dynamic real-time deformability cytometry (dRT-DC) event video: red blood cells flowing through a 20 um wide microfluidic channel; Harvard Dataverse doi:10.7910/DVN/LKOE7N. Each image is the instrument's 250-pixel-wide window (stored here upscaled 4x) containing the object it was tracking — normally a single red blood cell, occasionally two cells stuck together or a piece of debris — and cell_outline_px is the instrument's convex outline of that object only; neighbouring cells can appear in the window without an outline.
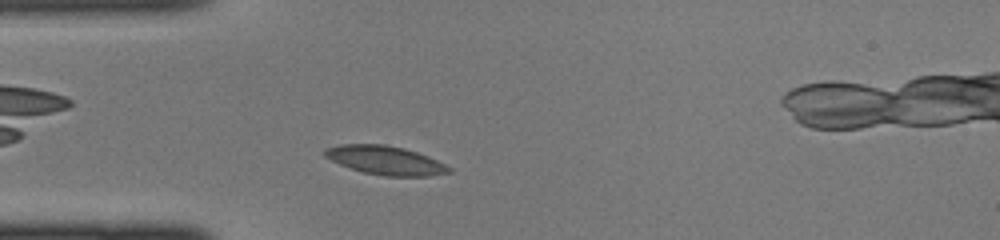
{"species": "common noctule bat (a hibernating species)", "species_latin": "Nyctalus noctula", "temperature_condition": "cold", "stored_images_in_passage": 37, "camera_frame_rate_fps": 3000, "um_per_image_px": 0.085, "animal": {"sex": "female", "body_mass_g": 22.0, "forearm_length_mm": 56.7}, "frame": {"image": 1, "passage_image": 4, "time_ms": 1.0, "image_size_px": [1000, 240], "cell_outline_px": [[452, 172], [428, 176], [384, 176], [364, 172], [340, 164], [324, 156], [324, 148], [340, 144], [384, 144], [404, 148], [428, 156], [452, 168]], "centroid_in_image_um": [32.76, 13.62], "position_along_channel_um": 52.2, "area_um2": 20.69}}
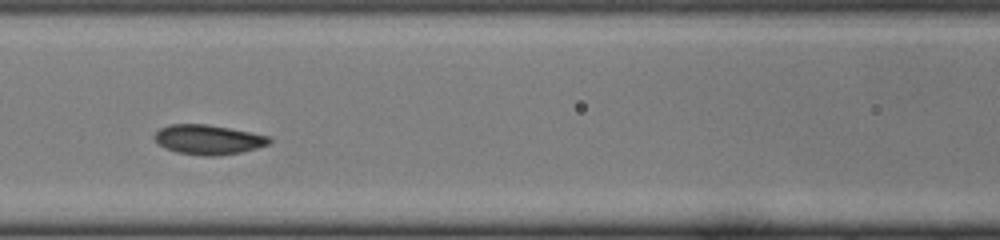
{"frame": {"image": 2, "passage_image": 11, "time_ms": 3.333, "image_size_px": [1000, 240], "cell_outline_px": [[272, 140], [268, 144], [256, 148], [240, 152], [216, 156], [204, 156], [176, 152], [160, 144], [152, 136], [160, 128], [168, 124], [208, 124], [272, 136]], "centroid_in_image_um": [17.72, 11.85], "position_along_channel_um": 148.9, "area_um2": 19.83}}
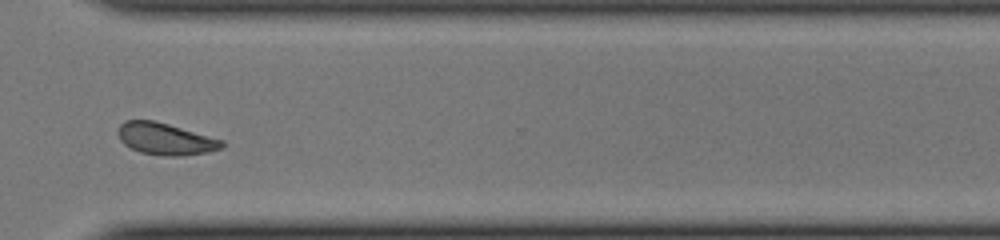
{"frame": {"image": 3, "passage_image": 25, "time_ms": 8.0, "image_size_px": [1000, 240], "cell_outline_px": [[224, 148], [208, 152], [184, 156], [164, 156], [140, 152], [124, 144], [120, 140], [116, 132], [120, 124], [124, 120], [152, 120], [168, 124], [224, 140]], "centroid_in_image_um": [14.06, 11.81], "position_along_channel_um": 356.5, "area_um2": 19.42}}